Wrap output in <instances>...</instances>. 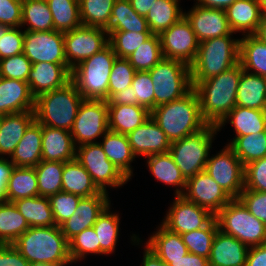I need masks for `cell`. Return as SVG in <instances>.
<instances>
[{"label": "cell", "mask_w": 266, "mask_h": 266, "mask_svg": "<svg viewBox=\"0 0 266 266\" xmlns=\"http://www.w3.org/2000/svg\"><path fill=\"white\" fill-rule=\"evenodd\" d=\"M242 74L241 64L204 81H191L201 114L208 124L218 125L236 106V94Z\"/></svg>", "instance_id": "6da1fadb"}, {"label": "cell", "mask_w": 266, "mask_h": 266, "mask_svg": "<svg viewBox=\"0 0 266 266\" xmlns=\"http://www.w3.org/2000/svg\"><path fill=\"white\" fill-rule=\"evenodd\" d=\"M12 245L31 264L69 265V243L59 226L30 227Z\"/></svg>", "instance_id": "7a4b0ae2"}, {"label": "cell", "mask_w": 266, "mask_h": 266, "mask_svg": "<svg viewBox=\"0 0 266 266\" xmlns=\"http://www.w3.org/2000/svg\"><path fill=\"white\" fill-rule=\"evenodd\" d=\"M151 117L168 137L170 142L180 140L205 128L196 91L192 88L182 98L156 106Z\"/></svg>", "instance_id": "3957f363"}, {"label": "cell", "mask_w": 266, "mask_h": 266, "mask_svg": "<svg viewBox=\"0 0 266 266\" xmlns=\"http://www.w3.org/2000/svg\"><path fill=\"white\" fill-rule=\"evenodd\" d=\"M84 98L70 81L64 87L35 98V120L51 128L70 131Z\"/></svg>", "instance_id": "277c9868"}, {"label": "cell", "mask_w": 266, "mask_h": 266, "mask_svg": "<svg viewBox=\"0 0 266 266\" xmlns=\"http://www.w3.org/2000/svg\"><path fill=\"white\" fill-rule=\"evenodd\" d=\"M230 35L199 43L195 61L190 65L191 81H204L239 63V41Z\"/></svg>", "instance_id": "5b68a950"}, {"label": "cell", "mask_w": 266, "mask_h": 266, "mask_svg": "<svg viewBox=\"0 0 266 266\" xmlns=\"http://www.w3.org/2000/svg\"><path fill=\"white\" fill-rule=\"evenodd\" d=\"M116 58L108 44L72 69L71 81L84 100H108L109 77Z\"/></svg>", "instance_id": "8992f818"}, {"label": "cell", "mask_w": 266, "mask_h": 266, "mask_svg": "<svg viewBox=\"0 0 266 266\" xmlns=\"http://www.w3.org/2000/svg\"><path fill=\"white\" fill-rule=\"evenodd\" d=\"M218 229L243 242L248 247L266 244V225L244 204L233 198L216 215Z\"/></svg>", "instance_id": "52a82bcc"}, {"label": "cell", "mask_w": 266, "mask_h": 266, "mask_svg": "<svg viewBox=\"0 0 266 266\" xmlns=\"http://www.w3.org/2000/svg\"><path fill=\"white\" fill-rule=\"evenodd\" d=\"M217 132L216 125L208 124L197 133L171 142L169 153L186 180L205 170Z\"/></svg>", "instance_id": "ba28073f"}, {"label": "cell", "mask_w": 266, "mask_h": 266, "mask_svg": "<svg viewBox=\"0 0 266 266\" xmlns=\"http://www.w3.org/2000/svg\"><path fill=\"white\" fill-rule=\"evenodd\" d=\"M154 84V108L186 95L193 87L190 65L176 59H161L151 70Z\"/></svg>", "instance_id": "9c48e42d"}, {"label": "cell", "mask_w": 266, "mask_h": 266, "mask_svg": "<svg viewBox=\"0 0 266 266\" xmlns=\"http://www.w3.org/2000/svg\"><path fill=\"white\" fill-rule=\"evenodd\" d=\"M75 160L91 175L100 191L107 192V187H121L129 180L107 158L99 142L76 147Z\"/></svg>", "instance_id": "30bf717a"}, {"label": "cell", "mask_w": 266, "mask_h": 266, "mask_svg": "<svg viewBox=\"0 0 266 266\" xmlns=\"http://www.w3.org/2000/svg\"><path fill=\"white\" fill-rule=\"evenodd\" d=\"M108 130L107 101L83 100L70 130L75 147L96 143L95 140L103 137Z\"/></svg>", "instance_id": "8fae6325"}, {"label": "cell", "mask_w": 266, "mask_h": 266, "mask_svg": "<svg viewBox=\"0 0 266 266\" xmlns=\"http://www.w3.org/2000/svg\"><path fill=\"white\" fill-rule=\"evenodd\" d=\"M205 171L232 199L244 190L245 166L228 145L216 155L209 154Z\"/></svg>", "instance_id": "7c38bea8"}, {"label": "cell", "mask_w": 266, "mask_h": 266, "mask_svg": "<svg viewBox=\"0 0 266 266\" xmlns=\"http://www.w3.org/2000/svg\"><path fill=\"white\" fill-rule=\"evenodd\" d=\"M108 44L109 34L103 28L80 25L64 32L65 58L69 69L72 71L82 61L101 51Z\"/></svg>", "instance_id": "4fadbf2b"}, {"label": "cell", "mask_w": 266, "mask_h": 266, "mask_svg": "<svg viewBox=\"0 0 266 266\" xmlns=\"http://www.w3.org/2000/svg\"><path fill=\"white\" fill-rule=\"evenodd\" d=\"M159 37L163 58L180 60L188 65L195 61L199 41L184 16Z\"/></svg>", "instance_id": "5bb4252c"}, {"label": "cell", "mask_w": 266, "mask_h": 266, "mask_svg": "<svg viewBox=\"0 0 266 266\" xmlns=\"http://www.w3.org/2000/svg\"><path fill=\"white\" fill-rule=\"evenodd\" d=\"M24 55L30 62L67 64L65 58L64 32L24 30Z\"/></svg>", "instance_id": "9a60e30c"}, {"label": "cell", "mask_w": 266, "mask_h": 266, "mask_svg": "<svg viewBox=\"0 0 266 266\" xmlns=\"http://www.w3.org/2000/svg\"><path fill=\"white\" fill-rule=\"evenodd\" d=\"M162 225L168 230L184 234L205 227L214 217L208 209L188 201L182 195H175Z\"/></svg>", "instance_id": "2e32d148"}, {"label": "cell", "mask_w": 266, "mask_h": 266, "mask_svg": "<svg viewBox=\"0 0 266 266\" xmlns=\"http://www.w3.org/2000/svg\"><path fill=\"white\" fill-rule=\"evenodd\" d=\"M182 196L216 215L232 198L204 170L186 181Z\"/></svg>", "instance_id": "e0dca14e"}, {"label": "cell", "mask_w": 266, "mask_h": 266, "mask_svg": "<svg viewBox=\"0 0 266 266\" xmlns=\"http://www.w3.org/2000/svg\"><path fill=\"white\" fill-rule=\"evenodd\" d=\"M199 43L233 33L229 27L225 10L207 8L195 4L190 11L184 12Z\"/></svg>", "instance_id": "ac0fdd59"}, {"label": "cell", "mask_w": 266, "mask_h": 266, "mask_svg": "<svg viewBox=\"0 0 266 266\" xmlns=\"http://www.w3.org/2000/svg\"><path fill=\"white\" fill-rule=\"evenodd\" d=\"M109 199L108 193L103 191L96 195L82 197L74 214L59 226L65 238L69 241L81 231L93 227L102 212L111 206Z\"/></svg>", "instance_id": "d6986e66"}, {"label": "cell", "mask_w": 266, "mask_h": 266, "mask_svg": "<svg viewBox=\"0 0 266 266\" xmlns=\"http://www.w3.org/2000/svg\"><path fill=\"white\" fill-rule=\"evenodd\" d=\"M135 156H149L169 152L171 142L157 122L150 117L134 131L127 134Z\"/></svg>", "instance_id": "ffe728a7"}, {"label": "cell", "mask_w": 266, "mask_h": 266, "mask_svg": "<svg viewBox=\"0 0 266 266\" xmlns=\"http://www.w3.org/2000/svg\"><path fill=\"white\" fill-rule=\"evenodd\" d=\"M71 81V70L68 64L49 62L33 63L27 78L32 95H39L64 87Z\"/></svg>", "instance_id": "44dd1931"}, {"label": "cell", "mask_w": 266, "mask_h": 266, "mask_svg": "<svg viewBox=\"0 0 266 266\" xmlns=\"http://www.w3.org/2000/svg\"><path fill=\"white\" fill-rule=\"evenodd\" d=\"M34 106L28 82L0 77V115L34 111Z\"/></svg>", "instance_id": "7402d4cb"}, {"label": "cell", "mask_w": 266, "mask_h": 266, "mask_svg": "<svg viewBox=\"0 0 266 266\" xmlns=\"http://www.w3.org/2000/svg\"><path fill=\"white\" fill-rule=\"evenodd\" d=\"M249 247L237 238L220 230L214 237L210 257V266H245Z\"/></svg>", "instance_id": "603a6c76"}, {"label": "cell", "mask_w": 266, "mask_h": 266, "mask_svg": "<svg viewBox=\"0 0 266 266\" xmlns=\"http://www.w3.org/2000/svg\"><path fill=\"white\" fill-rule=\"evenodd\" d=\"M225 12L231 31L243 35L255 34L263 15L260 0H236Z\"/></svg>", "instance_id": "cb8c5ba5"}, {"label": "cell", "mask_w": 266, "mask_h": 266, "mask_svg": "<svg viewBox=\"0 0 266 266\" xmlns=\"http://www.w3.org/2000/svg\"><path fill=\"white\" fill-rule=\"evenodd\" d=\"M75 153L70 131L42 125V160L69 162L75 159Z\"/></svg>", "instance_id": "d4e9b609"}, {"label": "cell", "mask_w": 266, "mask_h": 266, "mask_svg": "<svg viewBox=\"0 0 266 266\" xmlns=\"http://www.w3.org/2000/svg\"><path fill=\"white\" fill-rule=\"evenodd\" d=\"M35 120L34 111L0 115V158L9 157L22 139L28 126Z\"/></svg>", "instance_id": "484cf974"}, {"label": "cell", "mask_w": 266, "mask_h": 266, "mask_svg": "<svg viewBox=\"0 0 266 266\" xmlns=\"http://www.w3.org/2000/svg\"><path fill=\"white\" fill-rule=\"evenodd\" d=\"M15 167H35L42 161V125L34 120L10 156Z\"/></svg>", "instance_id": "4316f807"}, {"label": "cell", "mask_w": 266, "mask_h": 266, "mask_svg": "<svg viewBox=\"0 0 266 266\" xmlns=\"http://www.w3.org/2000/svg\"><path fill=\"white\" fill-rule=\"evenodd\" d=\"M103 137L100 145L107 158L130 180L133 176L130 164L136 156L131 150L127 135L108 130Z\"/></svg>", "instance_id": "83f0119b"}, {"label": "cell", "mask_w": 266, "mask_h": 266, "mask_svg": "<svg viewBox=\"0 0 266 266\" xmlns=\"http://www.w3.org/2000/svg\"><path fill=\"white\" fill-rule=\"evenodd\" d=\"M150 115L151 112L141 105H108V129L127 135Z\"/></svg>", "instance_id": "f1b7e54d"}, {"label": "cell", "mask_w": 266, "mask_h": 266, "mask_svg": "<svg viewBox=\"0 0 266 266\" xmlns=\"http://www.w3.org/2000/svg\"><path fill=\"white\" fill-rule=\"evenodd\" d=\"M154 233L149 237L146 245L161 260L167 263L179 261L188 253L187 246L184 244L180 234L168 230L162 224Z\"/></svg>", "instance_id": "f546056e"}, {"label": "cell", "mask_w": 266, "mask_h": 266, "mask_svg": "<svg viewBox=\"0 0 266 266\" xmlns=\"http://www.w3.org/2000/svg\"><path fill=\"white\" fill-rule=\"evenodd\" d=\"M226 120L234 126L236 136L266 131V110L235 106L216 126L218 131L227 123Z\"/></svg>", "instance_id": "4dcf8cb0"}, {"label": "cell", "mask_w": 266, "mask_h": 266, "mask_svg": "<svg viewBox=\"0 0 266 266\" xmlns=\"http://www.w3.org/2000/svg\"><path fill=\"white\" fill-rule=\"evenodd\" d=\"M236 106L266 110V86L264 77L246 72L242 68L236 94Z\"/></svg>", "instance_id": "1f68e13d"}, {"label": "cell", "mask_w": 266, "mask_h": 266, "mask_svg": "<svg viewBox=\"0 0 266 266\" xmlns=\"http://www.w3.org/2000/svg\"><path fill=\"white\" fill-rule=\"evenodd\" d=\"M147 166L152 175L160 182L177 187L175 195H182L186 187V179L175 164L169 152L146 156ZM180 188V189H178ZM184 190H183V189Z\"/></svg>", "instance_id": "d6a6232c"}, {"label": "cell", "mask_w": 266, "mask_h": 266, "mask_svg": "<svg viewBox=\"0 0 266 266\" xmlns=\"http://www.w3.org/2000/svg\"><path fill=\"white\" fill-rule=\"evenodd\" d=\"M62 191L75 194L81 198L96 195L101 192L94 184L91 175L75 159L64 163Z\"/></svg>", "instance_id": "836d02e7"}, {"label": "cell", "mask_w": 266, "mask_h": 266, "mask_svg": "<svg viewBox=\"0 0 266 266\" xmlns=\"http://www.w3.org/2000/svg\"><path fill=\"white\" fill-rule=\"evenodd\" d=\"M239 63L244 71L266 77V43L254 34L243 35L239 41Z\"/></svg>", "instance_id": "e575fe53"}, {"label": "cell", "mask_w": 266, "mask_h": 266, "mask_svg": "<svg viewBox=\"0 0 266 266\" xmlns=\"http://www.w3.org/2000/svg\"><path fill=\"white\" fill-rule=\"evenodd\" d=\"M106 30L151 33L147 20L133 10L129 0H115Z\"/></svg>", "instance_id": "d590c367"}, {"label": "cell", "mask_w": 266, "mask_h": 266, "mask_svg": "<svg viewBox=\"0 0 266 266\" xmlns=\"http://www.w3.org/2000/svg\"><path fill=\"white\" fill-rule=\"evenodd\" d=\"M30 227L56 226L48 197L35 196L13 201Z\"/></svg>", "instance_id": "8d00e7d4"}, {"label": "cell", "mask_w": 266, "mask_h": 266, "mask_svg": "<svg viewBox=\"0 0 266 266\" xmlns=\"http://www.w3.org/2000/svg\"><path fill=\"white\" fill-rule=\"evenodd\" d=\"M180 0H156L145 16L149 30L154 35H160L178 22L184 12L179 7Z\"/></svg>", "instance_id": "74e56055"}, {"label": "cell", "mask_w": 266, "mask_h": 266, "mask_svg": "<svg viewBox=\"0 0 266 266\" xmlns=\"http://www.w3.org/2000/svg\"><path fill=\"white\" fill-rule=\"evenodd\" d=\"M38 196V182L34 167H14L7 183L6 201Z\"/></svg>", "instance_id": "f35d334b"}, {"label": "cell", "mask_w": 266, "mask_h": 266, "mask_svg": "<svg viewBox=\"0 0 266 266\" xmlns=\"http://www.w3.org/2000/svg\"><path fill=\"white\" fill-rule=\"evenodd\" d=\"M29 228L13 202H0V244H12Z\"/></svg>", "instance_id": "ab89813d"}, {"label": "cell", "mask_w": 266, "mask_h": 266, "mask_svg": "<svg viewBox=\"0 0 266 266\" xmlns=\"http://www.w3.org/2000/svg\"><path fill=\"white\" fill-rule=\"evenodd\" d=\"M25 25H28V31L54 30L53 17L46 0H22L21 27Z\"/></svg>", "instance_id": "60d3db41"}, {"label": "cell", "mask_w": 266, "mask_h": 266, "mask_svg": "<svg viewBox=\"0 0 266 266\" xmlns=\"http://www.w3.org/2000/svg\"><path fill=\"white\" fill-rule=\"evenodd\" d=\"M227 145L245 166L252 161L266 157V131L235 136Z\"/></svg>", "instance_id": "b9f144b4"}, {"label": "cell", "mask_w": 266, "mask_h": 266, "mask_svg": "<svg viewBox=\"0 0 266 266\" xmlns=\"http://www.w3.org/2000/svg\"><path fill=\"white\" fill-rule=\"evenodd\" d=\"M108 206L98 217L93 225L100 243V254L108 255L115 252V246L119 238L120 217L112 213Z\"/></svg>", "instance_id": "7bdbcfd3"}, {"label": "cell", "mask_w": 266, "mask_h": 266, "mask_svg": "<svg viewBox=\"0 0 266 266\" xmlns=\"http://www.w3.org/2000/svg\"><path fill=\"white\" fill-rule=\"evenodd\" d=\"M53 17L54 30L66 32L80 25L79 0H46Z\"/></svg>", "instance_id": "ee69618b"}, {"label": "cell", "mask_w": 266, "mask_h": 266, "mask_svg": "<svg viewBox=\"0 0 266 266\" xmlns=\"http://www.w3.org/2000/svg\"><path fill=\"white\" fill-rule=\"evenodd\" d=\"M65 162L42 160L35 166L38 195L50 197L62 191V174Z\"/></svg>", "instance_id": "f6af8a7d"}, {"label": "cell", "mask_w": 266, "mask_h": 266, "mask_svg": "<svg viewBox=\"0 0 266 266\" xmlns=\"http://www.w3.org/2000/svg\"><path fill=\"white\" fill-rule=\"evenodd\" d=\"M115 0H79L82 25L107 29Z\"/></svg>", "instance_id": "bcb514c9"}, {"label": "cell", "mask_w": 266, "mask_h": 266, "mask_svg": "<svg viewBox=\"0 0 266 266\" xmlns=\"http://www.w3.org/2000/svg\"><path fill=\"white\" fill-rule=\"evenodd\" d=\"M218 230V224L214 217L205 227L181 234V237L189 253L208 259Z\"/></svg>", "instance_id": "7dc6e473"}, {"label": "cell", "mask_w": 266, "mask_h": 266, "mask_svg": "<svg viewBox=\"0 0 266 266\" xmlns=\"http://www.w3.org/2000/svg\"><path fill=\"white\" fill-rule=\"evenodd\" d=\"M136 71H149L163 59L159 35H152L126 58Z\"/></svg>", "instance_id": "c3c4849f"}, {"label": "cell", "mask_w": 266, "mask_h": 266, "mask_svg": "<svg viewBox=\"0 0 266 266\" xmlns=\"http://www.w3.org/2000/svg\"><path fill=\"white\" fill-rule=\"evenodd\" d=\"M109 44L118 58L129 57L140 45L146 42L152 33H136L130 31H107Z\"/></svg>", "instance_id": "681fc988"}, {"label": "cell", "mask_w": 266, "mask_h": 266, "mask_svg": "<svg viewBox=\"0 0 266 266\" xmlns=\"http://www.w3.org/2000/svg\"><path fill=\"white\" fill-rule=\"evenodd\" d=\"M69 254L72 263L85 259L88 254L100 255V243L98 242L97 233L93 227L81 231L72 237L69 241Z\"/></svg>", "instance_id": "f907efd6"}, {"label": "cell", "mask_w": 266, "mask_h": 266, "mask_svg": "<svg viewBox=\"0 0 266 266\" xmlns=\"http://www.w3.org/2000/svg\"><path fill=\"white\" fill-rule=\"evenodd\" d=\"M133 105H141L150 112L154 109V84L149 71H136L132 84Z\"/></svg>", "instance_id": "816d5d0a"}, {"label": "cell", "mask_w": 266, "mask_h": 266, "mask_svg": "<svg viewBox=\"0 0 266 266\" xmlns=\"http://www.w3.org/2000/svg\"><path fill=\"white\" fill-rule=\"evenodd\" d=\"M136 70L126 58H116L108 85V99L128 86H131Z\"/></svg>", "instance_id": "f5cc1de1"}, {"label": "cell", "mask_w": 266, "mask_h": 266, "mask_svg": "<svg viewBox=\"0 0 266 266\" xmlns=\"http://www.w3.org/2000/svg\"><path fill=\"white\" fill-rule=\"evenodd\" d=\"M48 199L56 226H60L74 214L81 197L61 191L51 195Z\"/></svg>", "instance_id": "db71d44e"}, {"label": "cell", "mask_w": 266, "mask_h": 266, "mask_svg": "<svg viewBox=\"0 0 266 266\" xmlns=\"http://www.w3.org/2000/svg\"><path fill=\"white\" fill-rule=\"evenodd\" d=\"M32 63L20 53L0 60V77L27 82Z\"/></svg>", "instance_id": "11a10c76"}, {"label": "cell", "mask_w": 266, "mask_h": 266, "mask_svg": "<svg viewBox=\"0 0 266 266\" xmlns=\"http://www.w3.org/2000/svg\"><path fill=\"white\" fill-rule=\"evenodd\" d=\"M244 189L266 192V157L245 165Z\"/></svg>", "instance_id": "9f6ffc18"}, {"label": "cell", "mask_w": 266, "mask_h": 266, "mask_svg": "<svg viewBox=\"0 0 266 266\" xmlns=\"http://www.w3.org/2000/svg\"><path fill=\"white\" fill-rule=\"evenodd\" d=\"M10 27L0 39V60L23 53L24 31Z\"/></svg>", "instance_id": "6f0895ef"}, {"label": "cell", "mask_w": 266, "mask_h": 266, "mask_svg": "<svg viewBox=\"0 0 266 266\" xmlns=\"http://www.w3.org/2000/svg\"><path fill=\"white\" fill-rule=\"evenodd\" d=\"M238 199L251 214L266 225V192L244 189Z\"/></svg>", "instance_id": "680465c9"}, {"label": "cell", "mask_w": 266, "mask_h": 266, "mask_svg": "<svg viewBox=\"0 0 266 266\" xmlns=\"http://www.w3.org/2000/svg\"><path fill=\"white\" fill-rule=\"evenodd\" d=\"M22 0H0V24L21 27Z\"/></svg>", "instance_id": "91938a15"}, {"label": "cell", "mask_w": 266, "mask_h": 266, "mask_svg": "<svg viewBox=\"0 0 266 266\" xmlns=\"http://www.w3.org/2000/svg\"><path fill=\"white\" fill-rule=\"evenodd\" d=\"M0 266H31L12 244H0Z\"/></svg>", "instance_id": "94428289"}, {"label": "cell", "mask_w": 266, "mask_h": 266, "mask_svg": "<svg viewBox=\"0 0 266 266\" xmlns=\"http://www.w3.org/2000/svg\"><path fill=\"white\" fill-rule=\"evenodd\" d=\"M14 167L8 158H0V202L6 201L7 183Z\"/></svg>", "instance_id": "6125c7cd"}, {"label": "cell", "mask_w": 266, "mask_h": 266, "mask_svg": "<svg viewBox=\"0 0 266 266\" xmlns=\"http://www.w3.org/2000/svg\"><path fill=\"white\" fill-rule=\"evenodd\" d=\"M245 266H266V244L249 247Z\"/></svg>", "instance_id": "be15d7a7"}, {"label": "cell", "mask_w": 266, "mask_h": 266, "mask_svg": "<svg viewBox=\"0 0 266 266\" xmlns=\"http://www.w3.org/2000/svg\"><path fill=\"white\" fill-rule=\"evenodd\" d=\"M169 265L170 266H210L207 258L189 252L185 256H183V258L180 259L179 261H172L169 263Z\"/></svg>", "instance_id": "e7e4bbea"}, {"label": "cell", "mask_w": 266, "mask_h": 266, "mask_svg": "<svg viewBox=\"0 0 266 266\" xmlns=\"http://www.w3.org/2000/svg\"><path fill=\"white\" fill-rule=\"evenodd\" d=\"M108 105H133L132 87L128 86L126 89L118 93H114L108 100Z\"/></svg>", "instance_id": "03108f58"}, {"label": "cell", "mask_w": 266, "mask_h": 266, "mask_svg": "<svg viewBox=\"0 0 266 266\" xmlns=\"http://www.w3.org/2000/svg\"><path fill=\"white\" fill-rule=\"evenodd\" d=\"M143 254L142 266H170L169 263L161 260L147 245Z\"/></svg>", "instance_id": "003e7915"}, {"label": "cell", "mask_w": 266, "mask_h": 266, "mask_svg": "<svg viewBox=\"0 0 266 266\" xmlns=\"http://www.w3.org/2000/svg\"><path fill=\"white\" fill-rule=\"evenodd\" d=\"M129 1L131 3L133 10L137 14L144 17L148 14L154 2H156V0H129Z\"/></svg>", "instance_id": "a7ac6f4b"}, {"label": "cell", "mask_w": 266, "mask_h": 266, "mask_svg": "<svg viewBox=\"0 0 266 266\" xmlns=\"http://www.w3.org/2000/svg\"><path fill=\"white\" fill-rule=\"evenodd\" d=\"M196 4L207 7L225 10L236 0H196Z\"/></svg>", "instance_id": "89a4df30"}, {"label": "cell", "mask_w": 266, "mask_h": 266, "mask_svg": "<svg viewBox=\"0 0 266 266\" xmlns=\"http://www.w3.org/2000/svg\"><path fill=\"white\" fill-rule=\"evenodd\" d=\"M254 35L266 43V14L262 15L259 27Z\"/></svg>", "instance_id": "2644e50d"}, {"label": "cell", "mask_w": 266, "mask_h": 266, "mask_svg": "<svg viewBox=\"0 0 266 266\" xmlns=\"http://www.w3.org/2000/svg\"><path fill=\"white\" fill-rule=\"evenodd\" d=\"M9 28H10L9 26H5V25L0 24V39H1V37L6 33V31H7Z\"/></svg>", "instance_id": "8c879c8a"}, {"label": "cell", "mask_w": 266, "mask_h": 266, "mask_svg": "<svg viewBox=\"0 0 266 266\" xmlns=\"http://www.w3.org/2000/svg\"><path fill=\"white\" fill-rule=\"evenodd\" d=\"M260 2H261L262 14H266V0H260Z\"/></svg>", "instance_id": "753ad0ef"}, {"label": "cell", "mask_w": 266, "mask_h": 266, "mask_svg": "<svg viewBox=\"0 0 266 266\" xmlns=\"http://www.w3.org/2000/svg\"><path fill=\"white\" fill-rule=\"evenodd\" d=\"M31 266H66V265H56V264H33Z\"/></svg>", "instance_id": "34e18365"}]
</instances>
